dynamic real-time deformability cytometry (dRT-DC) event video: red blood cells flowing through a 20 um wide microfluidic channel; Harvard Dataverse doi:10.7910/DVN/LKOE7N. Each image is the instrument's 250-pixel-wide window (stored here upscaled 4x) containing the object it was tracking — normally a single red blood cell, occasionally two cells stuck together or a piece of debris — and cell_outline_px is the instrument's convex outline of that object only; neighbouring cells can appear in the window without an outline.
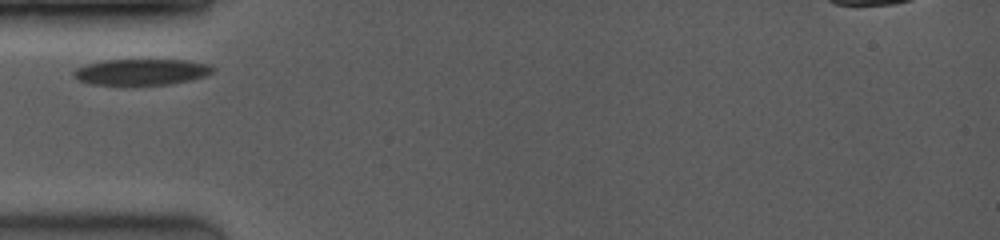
{"species": "common noctule bat (a hibernating species)", "species_latin": "Nyctalus noctula", "temperature_condition": "room temperature", "stored_images_in_passage": 2, "camera_frame_rate_fps": 3500, "um_per_image_px": 0.085, "animal": {"sex": "female", "body_mass_g": 19.0, "forearm_length_mm": 53.3}, "frame": {"image": 1, "passage_image": 1, "time_ms": 0.0, "image_size_px": [1000, 240], "cell_outline_px": [[216, 68], [212, 72], [204, 76], [188, 80], [168, 84], [92, 84], [80, 80], [72, 76], [72, 72], [76, 68], [88, 64], [104, 60], [184, 60], [212, 64]], "centroid_in_image_um": [12.04, 6.1], "position_along_channel_um": 73.0, "area_um2": 20.87}}